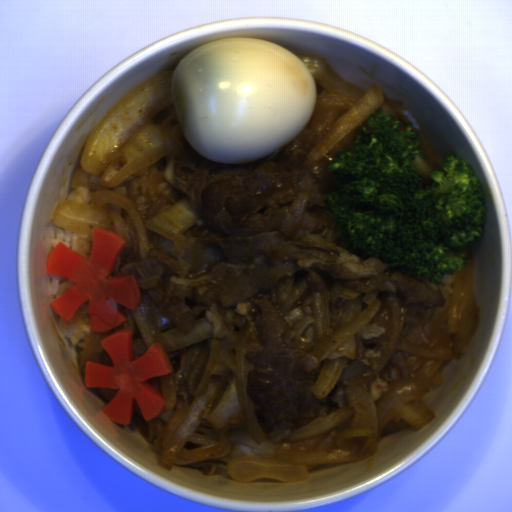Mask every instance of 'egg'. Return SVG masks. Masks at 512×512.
<instances>
[{
  "label": "egg",
  "mask_w": 512,
  "mask_h": 512,
  "mask_svg": "<svg viewBox=\"0 0 512 512\" xmlns=\"http://www.w3.org/2000/svg\"><path fill=\"white\" fill-rule=\"evenodd\" d=\"M171 90L186 142L224 164L271 156L303 131L317 105V88L302 60L275 42L245 35L185 55Z\"/></svg>",
  "instance_id": "1"
}]
</instances>
